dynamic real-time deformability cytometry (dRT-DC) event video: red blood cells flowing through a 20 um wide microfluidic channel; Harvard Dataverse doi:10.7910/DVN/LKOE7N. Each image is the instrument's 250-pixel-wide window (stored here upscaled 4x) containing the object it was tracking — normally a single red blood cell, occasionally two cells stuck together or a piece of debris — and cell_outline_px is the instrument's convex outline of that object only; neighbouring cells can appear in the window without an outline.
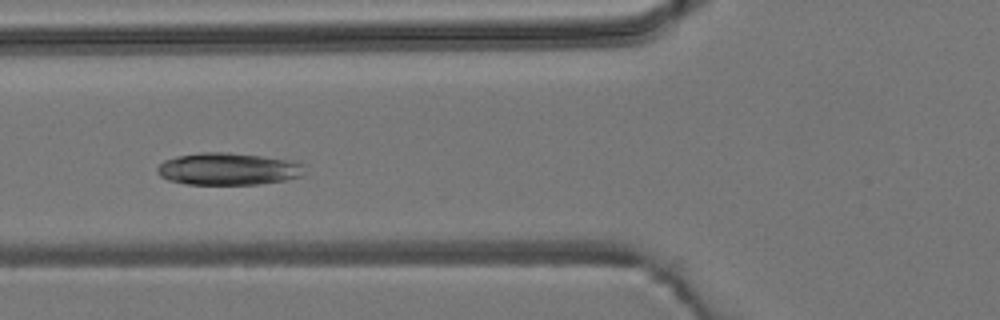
{"species": "common noctule bat (a hibernating species)", "species_latin": "Nyctalus noctula", "temperature_condition": "room temperature", "stored_images_in_passage": 5, "camera_frame_rate_fps": 3000, "um_per_image_px": 0.085, "animal": {"sex": "male", "body_mass_g": 19.2, "forearm_length_mm": 51.8}, "frame": {"image": 1, "passage_image": 5, "time_ms": 4.667, "image_size_px": [1000, 320], "cell_outline_px": [[304, 164], [300, 176], [284, 180], [256, 184], [188, 184], [168, 180], [160, 176], [156, 172], [156, 168], [164, 160], [176, 156], [200, 152], [228, 152], [260, 156], [284, 160]], "centroid_in_image_um": [19.29, 14.36], "position_along_channel_um": 106.5, "area_um2": 27.28}}